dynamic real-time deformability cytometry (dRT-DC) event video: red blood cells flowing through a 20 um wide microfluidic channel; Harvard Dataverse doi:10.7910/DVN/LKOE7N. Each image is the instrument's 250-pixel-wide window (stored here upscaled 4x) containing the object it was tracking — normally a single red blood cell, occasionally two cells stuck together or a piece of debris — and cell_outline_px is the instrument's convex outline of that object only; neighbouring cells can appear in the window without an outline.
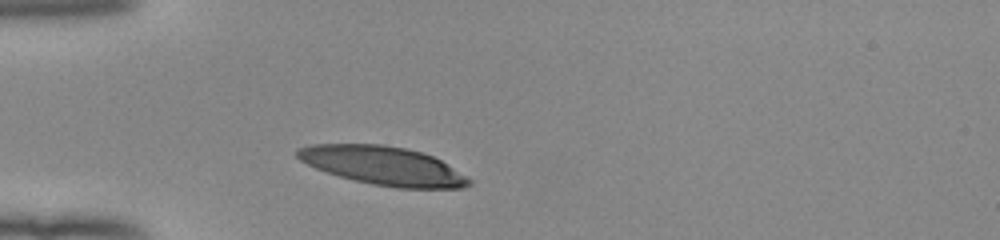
{"species": "human", "species_latin": "Homo sapiens", "temperature_condition": "room temperature", "stored_images_in_passage": 29, "camera_frame_rate_fps": 3000, "um_per_image_px": 0.085, "donor": {"sex": "female"}, "frame": {"image": 1, "passage_image": 1, "time_ms": 0.0, "image_size_px": [1000, 240], "cell_outline_px": [[472, 184], [464, 188], [396, 188], [372, 184], [340, 176], [316, 168], [300, 160], [296, 156], [296, 148], [312, 144], [380, 144], [404, 148], [420, 152], [432, 156], [440, 160], [472, 180]], "centroid_in_image_um": [32.56, 14.08], "position_along_channel_um": 52.4, "area_um2": 38.26}}
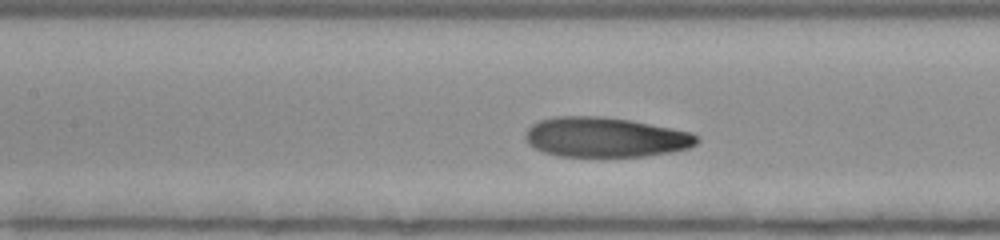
{"frame": {"image": 2, "passage_image": 10, "time_ms": 3.0, "image_size_px": [1000, 240], "cell_outline_px": [[700, 140], [696, 144], [688, 148], [668, 152], [644, 156], [560, 156], [544, 152], [528, 144], [524, 136], [528, 128], [532, 124], [540, 120], [552, 116], [604, 116], [628, 120], [672, 128], [692, 132]], "centroid_in_image_um": [51.43, 11.65], "position_along_channel_um": 156.0, "area_um2": 39.71}}
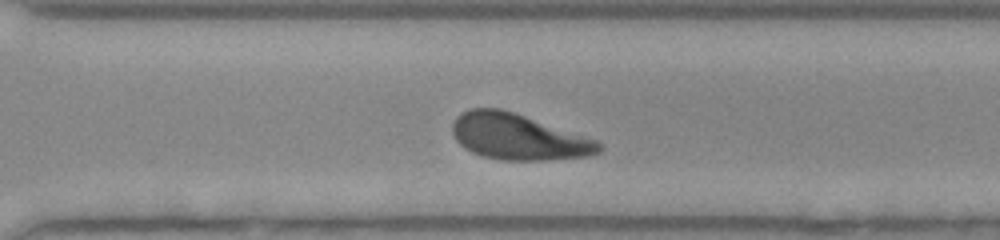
{"frame": {"image": 3, "passage_image": 23, "time_ms": 7.333, "image_size_px": [1000, 240], "cell_outline_px": [[604, 148], [600, 152], [588, 156], [548, 160], [504, 160], [484, 156], [472, 152], [464, 148], [456, 140], [452, 132], [452, 124], [456, 116], [460, 112], [468, 108], [500, 108], [596, 140]], "centroid_in_image_um": [44.0, 11.63], "position_along_channel_um": 326.6, "area_um2": 38.9}, "authors_computed_cell_mechanics": {"area_um2": 39.882, "velocity_mm_per_s": 3.9557, "shape_relaxation_time_tau1_ms": 3.5405, "shape_relaxation_time_tau2_ms": 2.1641, "deformation_change_tau1": 0.1703, "deformation_change_tau2": 0.0932}}